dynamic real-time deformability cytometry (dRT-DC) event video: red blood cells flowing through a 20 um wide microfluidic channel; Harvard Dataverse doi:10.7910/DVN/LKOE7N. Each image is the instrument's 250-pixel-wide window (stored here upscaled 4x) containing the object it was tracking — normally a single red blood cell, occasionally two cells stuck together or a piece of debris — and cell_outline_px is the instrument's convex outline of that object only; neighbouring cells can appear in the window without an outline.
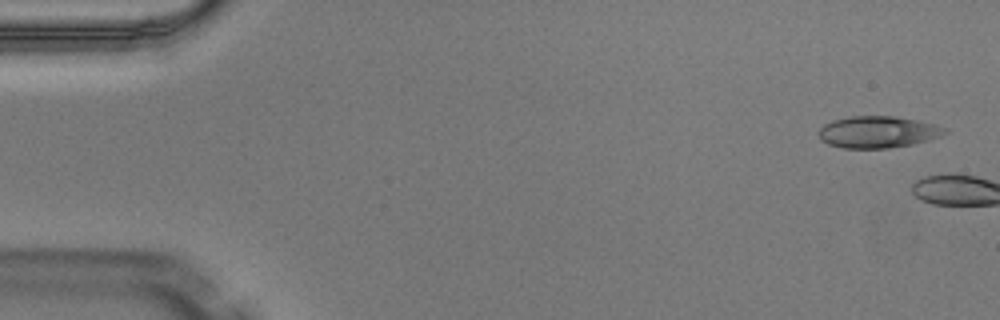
{"species": "Egyptian fruit bat (a non-hibernating species)", "species_latin": "Rousettus aegyptiacus", "temperature_condition": "warm", "stored_images_in_passage": 6, "segment_of_instrument_passage": [2, 2], "camera_frame_rate_fps": 3000, "um_per_image_px": 0.085, "animal": {"sex": "male"}, "frame": {"image": 1, "passage_image": 6, "time_ms": 1.667, "image_size_px": [1000, 320], "cell_outline_px": [[948, 132], [940, 136], [928, 140], [912, 144], [888, 148], [840, 148], [828, 144], [820, 140], [816, 132], [824, 124], [832, 120], [852, 116], [896, 116], [916, 120], [948, 128]], "centroid_in_image_um": [74.57, 11.22], "position_along_channel_um": 10.4, "area_um2": 23.47}}